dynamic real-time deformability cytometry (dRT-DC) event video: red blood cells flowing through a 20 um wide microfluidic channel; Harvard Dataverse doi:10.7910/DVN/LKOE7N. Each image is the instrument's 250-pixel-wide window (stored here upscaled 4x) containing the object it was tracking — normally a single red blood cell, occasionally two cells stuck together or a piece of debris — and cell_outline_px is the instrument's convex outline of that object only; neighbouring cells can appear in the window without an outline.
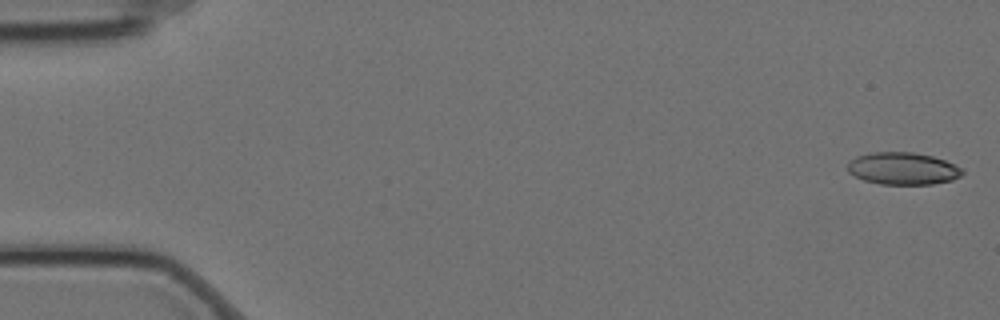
{"species": "Egyptian fruit bat (a non-hibernating species)", "species_latin": "Rousettus aegyptiacus", "temperature_condition": "cold", "stored_images_in_passage": 57, "camera_frame_rate_fps": 3000, "um_per_image_px": 0.085, "animal": {"sex": "female"}, "frame": {"image": 1, "passage_image": 1, "time_ms": 0.0, "image_size_px": [1000, 320], "cell_outline_px": [[964, 172], [960, 176], [952, 180], [932, 184], [880, 184], [864, 180], [848, 172], [848, 160], [856, 156], [868, 152], [912, 152], [932, 156], [944, 160], [964, 168]], "centroid_in_image_um": [76.74, 14.31], "position_along_channel_um": 8.3, "area_um2": 21.68}}
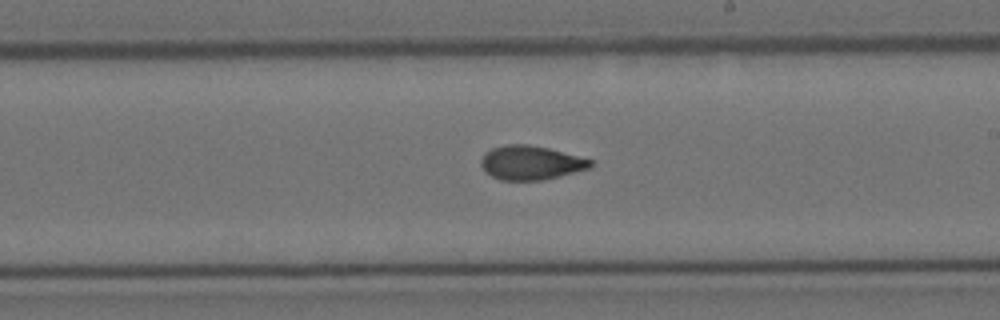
{"frame": {"image": 2, "passage_image": 33, "time_ms": 10.667, "image_size_px": [1000, 320], "cell_outline_px": [[596, 164], [592, 168], [544, 180], [500, 180], [484, 172], [480, 164], [480, 160], [484, 152], [492, 148], [508, 144], [528, 144], [548, 148], [592, 160]], "centroid_in_image_um": [45.11, 13.84], "position_along_channel_um": 243.9, "area_um2": 21.96}}
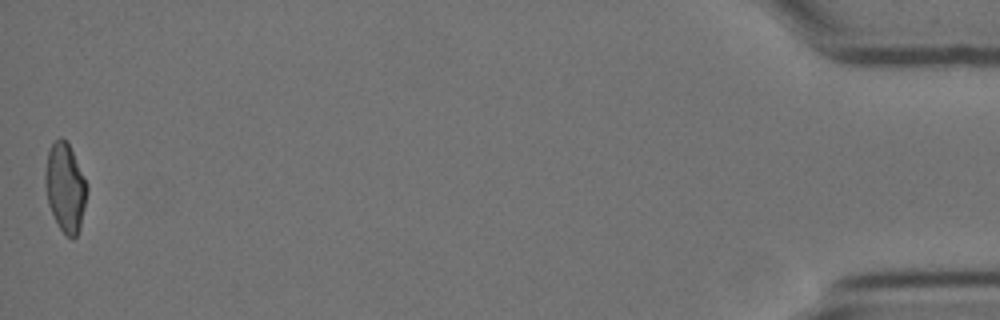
{"frame": {"image": 3, "passage_image": 57, "time_ms": 18.667, "image_size_px": [1000, 320], "cell_outline_px": [[88, 192], [80, 228], [76, 236], [72, 240], [60, 228], [48, 204], [44, 176], [44, 172], [48, 152], [52, 144], [60, 136], [68, 144], [88, 184]], "centroid_in_image_um": [5.56, 15.95], "position_along_channel_um": 429.6, "area_um2": 21.39}, "authors_computed_cell_mechanics": {"area_um2": 21.9062, "velocity_mm_per_s": 3.5079, "shape_relaxation_time_tau1_ms": 7.7242, "shape_relaxation_time_tau2_ms": 1.8556, "deformation_change_tau1": 0.1921, "deformation_change_tau2": 0.0699}}